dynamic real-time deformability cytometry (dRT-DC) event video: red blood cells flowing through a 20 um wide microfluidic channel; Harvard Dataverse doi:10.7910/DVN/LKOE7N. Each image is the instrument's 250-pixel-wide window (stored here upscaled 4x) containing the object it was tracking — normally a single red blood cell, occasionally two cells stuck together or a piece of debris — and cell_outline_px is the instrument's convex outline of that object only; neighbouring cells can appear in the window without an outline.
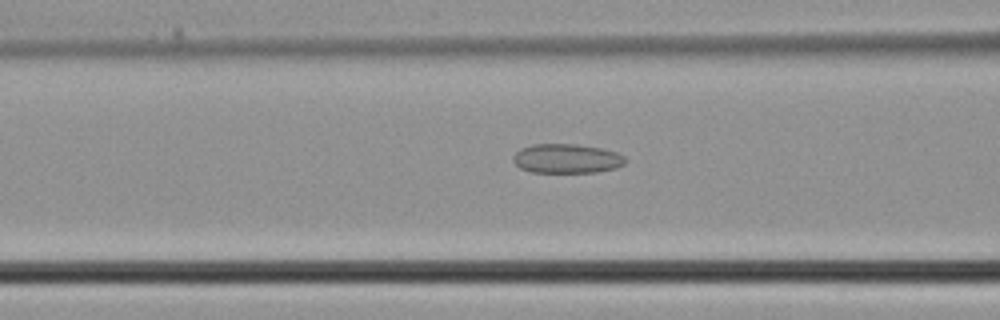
{"species": "common noctule bat (a hibernating species)", "species_latin": "Nyctalus noctula", "temperature_condition": "cold", "stored_images_in_passage": 38, "camera_frame_rate_fps": 3000, "um_per_image_px": 0.085, "animal": {"sex": "male", "body_mass_g": 21.5, "forearm_length_mm": 52.0}, "frame": {"image": 1, "passage_image": 15, "time_ms": 4.667, "image_size_px": [1000, 320], "cell_outline_px": [[628, 160], [624, 164], [616, 168], [596, 172], [532, 172], [520, 168], [512, 160], [512, 156], [520, 148], [532, 144], [576, 144], [600, 148], [616, 152], [624, 156]], "centroid_in_image_um": [48.16, 13.47], "position_along_channel_um": 118.4, "area_um2": 19.25}}
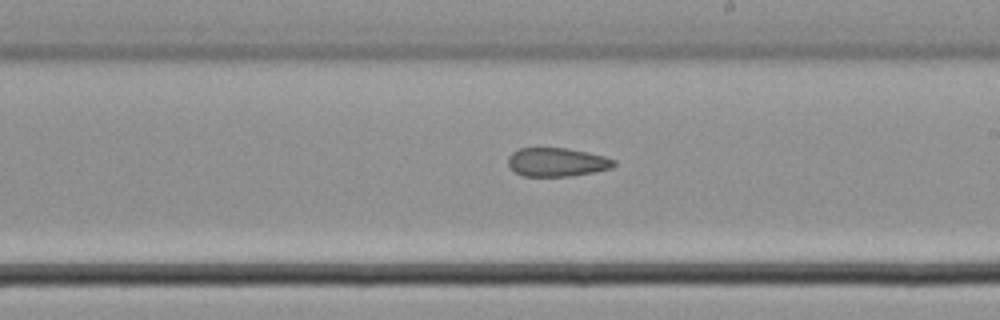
{"frame": {"image": 2, "passage_image": 22, "time_ms": 7.0, "image_size_px": [1000, 320], "cell_outline_px": [[616, 164], [612, 168], [572, 176], [524, 176], [516, 172], [508, 164], [508, 156], [512, 152], [520, 148], [568, 148], [588, 152], [604, 156], [616, 160]], "centroid_in_image_um": [47.36, 13.77], "position_along_channel_um": 241.6, "area_um2": 17.69}}
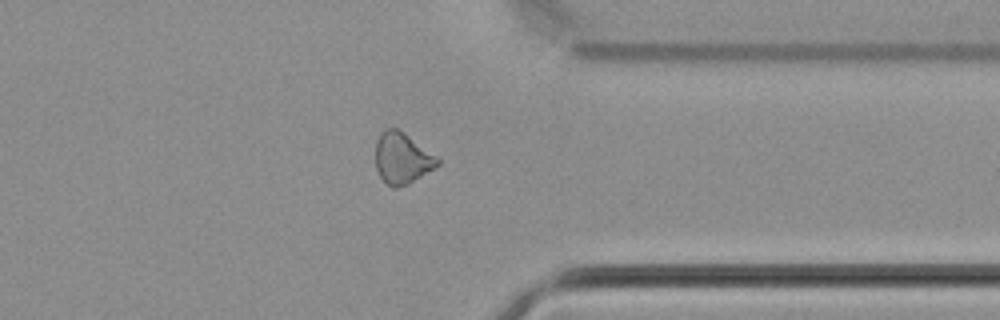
{"frame": {"image": 3, "passage_image": 30, "time_ms": 9.667, "image_size_px": [1000, 320], "cell_outline_px": [[440, 164], [408, 184], [396, 188], [392, 188], [380, 176], [376, 168], [376, 140], [380, 132], [384, 128], [400, 128], [436, 156], [440, 160]], "centroid_in_image_um": [34.16, 13.41], "position_along_channel_um": 377.2, "area_um2": 18.55}}